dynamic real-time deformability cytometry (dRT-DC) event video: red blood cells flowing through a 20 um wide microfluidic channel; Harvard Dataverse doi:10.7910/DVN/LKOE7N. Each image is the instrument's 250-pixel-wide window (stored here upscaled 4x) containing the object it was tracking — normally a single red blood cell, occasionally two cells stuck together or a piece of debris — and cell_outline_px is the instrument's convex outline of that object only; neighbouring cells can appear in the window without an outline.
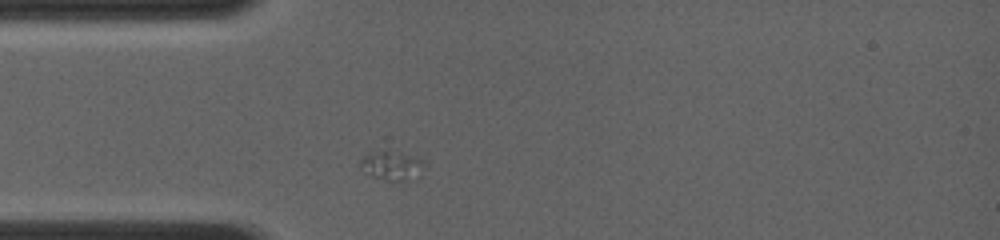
{"species": "common noctule bat (a hibernating species)", "species_latin": "Nyctalus noctula", "temperature_condition": "room temperature", "stored_images_in_passage": 11, "camera_frame_rate_fps": 4000, "um_per_image_px": 0.085, "animal": {"sex": "female", "body_mass_g": 19.0, "forearm_length_mm": 56.7}, "frame": {"image": 1, "passage_image": 1, "time_ms": 0.0, "image_size_px": [1000, 240], "cell_outline_px": [[424, 168], [420, 176], [404, 180], [384, 180], [376, 176], [360, 164], [360, 160], [364, 156], [372, 152], [388, 148], [420, 160], [424, 164]], "centroid_in_image_um": [33.35, 14.03], "position_along_channel_um": 51.7, "area_um2": 10.4}}
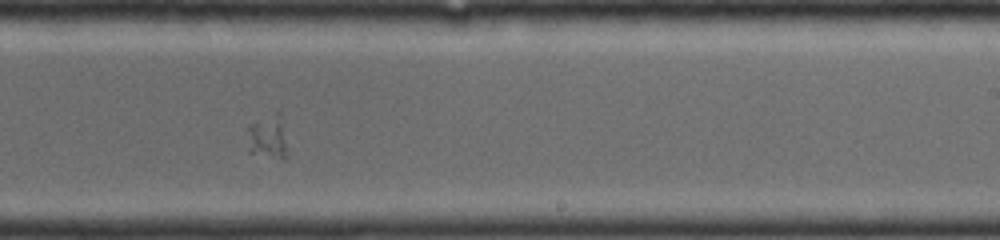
{"frame": {"image": 2, "passage_image": 10, "time_ms": 5.25, "image_size_px": [1000, 240], "cell_outline_px": [[288, 160], [280, 160], [248, 152], [248, 128], [252, 124], [276, 112], [280, 112], [288, 156]], "centroid_in_image_um": [22.8, 11.72], "position_along_channel_um": 266.2, "area_um2": 10.23}}
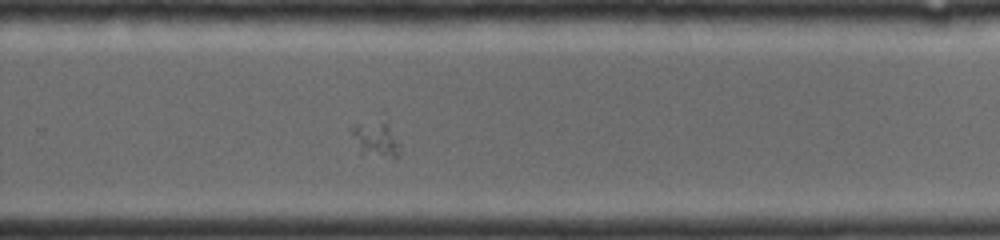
{"frame": {"image": 3, "passage_image": 11, "time_ms": 6.0, "image_size_px": [1000, 240], "cell_outline_px": [[400, 144], [396, 156], [360, 156], [352, 132], [352, 128], [356, 124], [380, 108], [384, 108]], "centroid_in_image_um": [31.96, 11.54], "position_along_channel_um": 297.8, "area_um2": 11.79}}